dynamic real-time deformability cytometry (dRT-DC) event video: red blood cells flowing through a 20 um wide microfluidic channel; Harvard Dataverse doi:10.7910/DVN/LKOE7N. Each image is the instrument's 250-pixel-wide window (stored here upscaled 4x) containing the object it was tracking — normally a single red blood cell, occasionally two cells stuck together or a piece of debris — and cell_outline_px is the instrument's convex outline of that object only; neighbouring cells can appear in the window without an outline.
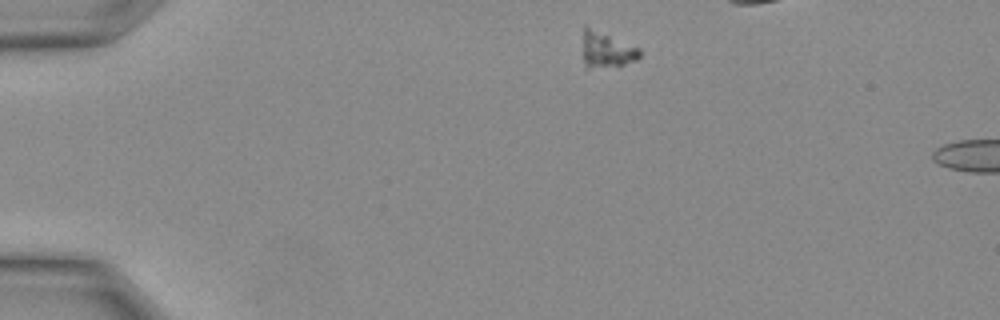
{"species": "Egyptian fruit bat (a non-hibernating species)", "species_latin": "Rousettus aegyptiacus", "temperature_condition": "warm", "stored_images_in_passage": 4, "camera_frame_rate_fps": 3000, "um_per_image_px": 0.085, "animal": {"sex": "female"}, "frame": {"image": 1, "passage_image": 1, "time_ms": 0.0, "image_size_px": [1000, 320], "cell_outline_px": [[640, 56], [636, 60], [624, 64], [588, 68], [584, 64], [584, 24], [640, 48]], "centroid_in_image_um": [51.57, 4.21], "position_along_channel_um": 33.4, "area_um2": 11.56}}